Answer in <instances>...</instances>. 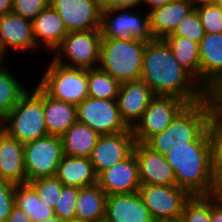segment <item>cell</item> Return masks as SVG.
Instances as JSON below:
<instances>
[{
    "label": "cell",
    "mask_w": 222,
    "mask_h": 222,
    "mask_svg": "<svg viewBox=\"0 0 222 222\" xmlns=\"http://www.w3.org/2000/svg\"><path fill=\"white\" fill-rule=\"evenodd\" d=\"M101 40L100 30L68 32L52 58L67 67L97 68Z\"/></svg>",
    "instance_id": "obj_7"
},
{
    "label": "cell",
    "mask_w": 222,
    "mask_h": 222,
    "mask_svg": "<svg viewBox=\"0 0 222 222\" xmlns=\"http://www.w3.org/2000/svg\"><path fill=\"white\" fill-rule=\"evenodd\" d=\"M138 192L155 222L181 220L183 207L191 197L177 185H141Z\"/></svg>",
    "instance_id": "obj_9"
},
{
    "label": "cell",
    "mask_w": 222,
    "mask_h": 222,
    "mask_svg": "<svg viewBox=\"0 0 222 222\" xmlns=\"http://www.w3.org/2000/svg\"><path fill=\"white\" fill-rule=\"evenodd\" d=\"M100 32L102 38H133L144 42L154 39L149 13L142 14L136 8L101 9Z\"/></svg>",
    "instance_id": "obj_8"
},
{
    "label": "cell",
    "mask_w": 222,
    "mask_h": 222,
    "mask_svg": "<svg viewBox=\"0 0 222 222\" xmlns=\"http://www.w3.org/2000/svg\"><path fill=\"white\" fill-rule=\"evenodd\" d=\"M194 4H197V3H204V2H211L213 0H191Z\"/></svg>",
    "instance_id": "obj_48"
},
{
    "label": "cell",
    "mask_w": 222,
    "mask_h": 222,
    "mask_svg": "<svg viewBox=\"0 0 222 222\" xmlns=\"http://www.w3.org/2000/svg\"><path fill=\"white\" fill-rule=\"evenodd\" d=\"M5 63L6 61L0 64V110L6 115L17 105L29 87H26V83L22 84L24 81L21 82V78L18 80L15 72L13 74Z\"/></svg>",
    "instance_id": "obj_30"
},
{
    "label": "cell",
    "mask_w": 222,
    "mask_h": 222,
    "mask_svg": "<svg viewBox=\"0 0 222 222\" xmlns=\"http://www.w3.org/2000/svg\"><path fill=\"white\" fill-rule=\"evenodd\" d=\"M155 97L143 80L125 82L120 85L117 103L120 116L129 128L141 119L150 101Z\"/></svg>",
    "instance_id": "obj_18"
},
{
    "label": "cell",
    "mask_w": 222,
    "mask_h": 222,
    "mask_svg": "<svg viewBox=\"0 0 222 222\" xmlns=\"http://www.w3.org/2000/svg\"><path fill=\"white\" fill-rule=\"evenodd\" d=\"M174 58L200 84V49L199 43L182 36H166Z\"/></svg>",
    "instance_id": "obj_28"
},
{
    "label": "cell",
    "mask_w": 222,
    "mask_h": 222,
    "mask_svg": "<svg viewBox=\"0 0 222 222\" xmlns=\"http://www.w3.org/2000/svg\"><path fill=\"white\" fill-rule=\"evenodd\" d=\"M188 104L173 96H155L132 128L135 142L146 143L164 131Z\"/></svg>",
    "instance_id": "obj_10"
},
{
    "label": "cell",
    "mask_w": 222,
    "mask_h": 222,
    "mask_svg": "<svg viewBox=\"0 0 222 222\" xmlns=\"http://www.w3.org/2000/svg\"><path fill=\"white\" fill-rule=\"evenodd\" d=\"M31 87L4 119L5 132L22 144L48 136L43 110V89L37 83Z\"/></svg>",
    "instance_id": "obj_5"
},
{
    "label": "cell",
    "mask_w": 222,
    "mask_h": 222,
    "mask_svg": "<svg viewBox=\"0 0 222 222\" xmlns=\"http://www.w3.org/2000/svg\"><path fill=\"white\" fill-rule=\"evenodd\" d=\"M200 85L209 95L222 93V33H205L199 42Z\"/></svg>",
    "instance_id": "obj_13"
},
{
    "label": "cell",
    "mask_w": 222,
    "mask_h": 222,
    "mask_svg": "<svg viewBox=\"0 0 222 222\" xmlns=\"http://www.w3.org/2000/svg\"><path fill=\"white\" fill-rule=\"evenodd\" d=\"M181 221L183 222H211L210 195L191 196L183 207Z\"/></svg>",
    "instance_id": "obj_33"
},
{
    "label": "cell",
    "mask_w": 222,
    "mask_h": 222,
    "mask_svg": "<svg viewBox=\"0 0 222 222\" xmlns=\"http://www.w3.org/2000/svg\"><path fill=\"white\" fill-rule=\"evenodd\" d=\"M6 222H32V220L20 208L14 206Z\"/></svg>",
    "instance_id": "obj_43"
},
{
    "label": "cell",
    "mask_w": 222,
    "mask_h": 222,
    "mask_svg": "<svg viewBox=\"0 0 222 222\" xmlns=\"http://www.w3.org/2000/svg\"><path fill=\"white\" fill-rule=\"evenodd\" d=\"M164 156L174 171L178 187L191 196L215 194L207 128L193 142L173 145Z\"/></svg>",
    "instance_id": "obj_2"
},
{
    "label": "cell",
    "mask_w": 222,
    "mask_h": 222,
    "mask_svg": "<svg viewBox=\"0 0 222 222\" xmlns=\"http://www.w3.org/2000/svg\"><path fill=\"white\" fill-rule=\"evenodd\" d=\"M133 153L138 163L141 185H177L174 171L164 155L138 142L134 145Z\"/></svg>",
    "instance_id": "obj_17"
},
{
    "label": "cell",
    "mask_w": 222,
    "mask_h": 222,
    "mask_svg": "<svg viewBox=\"0 0 222 222\" xmlns=\"http://www.w3.org/2000/svg\"><path fill=\"white\" fill-rule=\"evenodd\" d=\"M43 110L48 135L61 137L77 122V106L54 99L44 90Z\"/></svg>",
    "instance_id": "obj_25"
},
{
    "label": "cell",
    "mask_w": 222,
    "mask_h": 222,
    "mask_svg": "<svg viewBox=\"0 0 222 222\" xmlns=\"http://www.w3.org/2000/svg\"><path fill=\"white\" fill-rule=\"evenodd\" d=\"M101 9L136 8L140 11L141 0H99ZM138 7V8H137Z\"/></svg>",
    "instance_id": "obj_40"
},
{
    "label": "cell",
    "mask_w": 222,
    "mask_h": 222,
    "mask_svg": "<svg viewBox=\"0 0 222 222\" xmlns=\"http://www.w3.org/2000/svg\"><path fill=\"white\" fill-rule=\"evenodd\" d=\"M175 1H178V0H141L140 9L142 10L143 8H147L146 12H149L154 8L161 7L163 5H166Z\"/></svg>",
    "instance_id": "obj_44"
},
{
    "label": "cell",
    "mask_w": 222,
    "mask_h": 222,
    "mask_svg": "<svg viewBox=\"0 0 222 222\" xmlns=\"http://www.w3.org/2000/svg\"><path fill=\"white\" fill-rule=\"evenodd\" d=\"M66 222H88V221H84V220H80V219H71V220H67Z\"/></svg>",
    "instance_id": "obj_49"
},
{
    "label": "cell",
    "mask_w": 222,
    "mask_h": 222,
    "mask_svg": "<svg viewBox=\"0 0 222 222\" xmlns=\"http://www.w3.org/2000/svg\"><path fill=\"white\" fill-rule=\"evenodd\" d=\"M77 121L86 124L100 135L130 129L120 116L117 99H95L88 96L77 106Z\"/></svg>",
    "instance_id": "obj_12"
},
{
    "label": "cell",
    "mask_w": 222,
    "mask_h": 222,
    "mask_svg": "<svg viewBox=\"0 0 222 222\" xmlns=\"http://www.w3.org/2000/svg\"><path fill=\"white\" fill-rule=\"evenodd\" d=\"M141 80L146 82L155 96H173L188 105L209 96L198 81L177 62L164 39L146 42Z\"/></svg>",
    "instance_id": "obj_1"
},
{
    "label": "cell",
    "mask_w": 222,
    "mask_h": 222,
    "mask_svg": "<svg viewBox=\"0 0 222 222\" xmlns=\"http://www.w3.org/2000/svg\"><path fill=\"white\" fill-rule=\"evenodd\" d=\"M217 197L222 201V189L216 193Z\"/></svg>",
    "instance_id": "obj_51"
},
{
    "label": "cell",
    "mask_w": 222,
    "mask_h": 222,
    "mask_svg": "<svg viewBox=\"0 0 222 222\" xmlns=\"http://www.w3.org/2000/svg\"><path fill=\"white\" fill-rule=\"evenodd\" d=\"M146 42L138 39L102 38L98 68L121 84L141 79Z\"/></svg>",
    "instance_id": "obj_4"
},
{
    "label": "cell",
    "mask_w": 222,
    "mask_h": 222,
    "mask_svg": "<svg viewBox=\"0 0 222 222\" xmlns=\"http://www.w3.org/2000/svg\"><path fill=\"white\" fill-rule=\"evenodd\" d=\"M49 2L50 0H13L12 12L32 21L49 6Z\"/></svg>",
    "instance_id": "obj_39"
},
{
    "label": "cell",
    "mask_w": 222,
    "mask_h": 222,
    "mask_svg": "<svg viewBox=\"0 0 222 222\" xmlns=\"http://www.w3.org/2000/svg\"><path fill=\"white\" fill-rule=\"evenodd\" d=\"M49 5L63 19L68 32L100 30L99 0H50Z\"/></svg>",
    "instance_id": "obj_14"
},
{
    "label": "cell",
    "mask_w": 222,
    "mask_h": 222,
    "mask_svg": "<svg viewBox=\"0 0 222 222\" xmlns=\"http://www.w3.org/2000/svg\"><path fill=\"white\" fill-rule=\"evenodd\" d=\"M218 97H219L220 103L222 104V93Z\"/></svg>",
    "instance_id": "obj_54"
},
{
    "label": "cell",
    "mask_w": 222,
    "mask_h": 222,
    "mask_svg": "<svg viewBox=\"0 0 222 222\" xmlns=\"http://www.w3.org/2000/svg\"><path fill=\"white\" fill-rule=\"evenodd\" d=\"M0 178L16 185L27 183L24 144L5 131L0 135Z\"/></svg>",
    "instance_id": "obj_22"
},
{
    "label": "cell",
    "mask_w": 222,
    "mask_h": 222,
    "mask_svg": "<svg viewBox=\"0 0 222 222\" xmlns=\"http://www.w3.org/2000/svg\"><path fill=\"white\" fill-rule=\"evenodd\" d=\"M37 83L54 99L78 106L88 97L87 69L67 67L53 58Z\"/></svg>",
    "instance_id": "obj_6"
},
{
    "label": "cell",
    "mask_w": 222,
    "mask_h": 222,
    "mask_svg": "<svg viewBox=\"0 0 222 222\" xmlns=\"http://www.w3.org/2000/svg\"><path fill=\"white\" fill-rule=\"evenodd\" d=\"M220 102L216 95L187 105L161 133L151 137L145 144L153 151L166 155L173 145L193 142L206 128L210 115Z\"/></svg>",
    "instance_id": "obj_3"
},
{
    "label": "cell",
    "mask_w": 222,
    "mask_h": 222,
    "mask_svg": "<svg viewBox=\"0 0 222 222\" xmlns=\"http://www.w3.org/2000/svg\"><path fill=\"white\" fill-rule=\"evenodd\" d=\"M63 157L62 139L48 135L24 144L27 182L41 177H54Z\"/></svg>",
    "instance_id": "obj_11"
},
{
    "label": "cell",
    "mask_w": 222,
    "mask_h": 222,
    "mask_svg": "<svg viewBox=\"0 0 222 222\" xmlns=\"http://www.w3.org/2000/svg\"><path fill=\"white\" fill-rule=\"evenodd\" d=\"M32 21L10 12L0 16V51L8 56L9 51L25 53L37 51ZM32 50V51H31Z\"/></svg>",
    "instance_id": "obj_16"
},
{
    "label": "cell",
    "mask_w": 222,
    "mask_h": 222,
    "mask_svg": "<svg viewBox=\"0 0 222 222\" xmlns=\"http://www.w3.org/2000/svg\"><path fill=\"white\" fill-rule=\"evenodd\" d=\"M16 184L0 178V222H6L15 206Z\"/></svg>",
    "instance_id": "obj_38"
},
{
    "label": "cell",
    "mask_w": 222,
    "mask_h": 222,
    "mask_svg": "<svg viewBox=\"0 0 222 222\" xmlns=\"http://www.w3.org/2000/svg\"><path fill=\"white\" fill-rule=\"evenodd\" d=\"M107 194L98 184L79 190L76 201L75 218L95 222L105 217Z\"/></svg>",
    "instance_id": "obj_27"
},
{
    "label": "cell",
    "mask_w": 222,
    "mask_h": 222,
    "mask_svg": "<svg viewBox=\"0 0 222 222\" xmlns=\"http://www.w3.org/2000/svg\"><path fill=\"white\" fill-rule=\"evenodd\" d=\"M105 218L109 222H155L139 192L107 195Z\"/></svg>",
    "instance_id": "obj_20"
},
{
    "label": "cell",
    "mask_w": 222,
    "mask_h": 222,
    "mask_svg": "<svg viewBox=\"0 0 222 222\" xmlns=\"http://www.w3.org/2000/svg\"><path fill=\"white\" fill-rule=\"evenodd\" d=\"M207 133L211 145V155H222V104L220 102L210 115Z\"/></svg>",
    "instance_id": "obj_37"
},
{
    "label": "cell",
    "mask_w": 222,
    "mask_h": 222,
    "mask_svg": "<svg viewBox=\"0 0 222 222\" xmlns=\"http://www.w3.org/2000/svg\"><path fill=\"white\" fill-rule=\"evenodd\" d=\"M101 135L77 121L62 136L63 155L90 158Z\"/></svg>",
    "instance_id": "obj_26"
},
{
    "label": "cell",
    "mask_w": 222,
    "mask_h": 222,
    "mask_svg": "<svg viewBox=\"0 0 222 222\" xmlns=\"http://www.w3.org/2000/svg\"><path fill=\"white\" fill-rule=\"evenodd\" d=\"M212 167L214 170L215 194L222 189V155H211Z\"/></svg>",
    "instance_id": "obj_41"
},
{
    "label": "cell",
    "mask_w": 222,
    "mask_h": 222,
    "mask_svg": "<svg viewBox=\"0 0 222 222\" xmlns=\"http://www.w3.org/2000/svg\"><path fill=\"white\" fill-rule=\"evenodd\" d=\"M34 41L38 48L54 52L62 43L68 30L63 19L50 5L33 20Z\"/></svg>",
    "instance_id": "obj_21"
},
{
    "label": "cell",
    "mask_w": 222,
    "mask_h": 222,
    "mask_svg": "<svg viewBox=\"0 0 222 222\" xmlns=\"http://www.w3.org/2000/svg\"><path fill=\"white\" fill-rule=\"evenodd\" d=\"M99 187L107 194L135 193L141 186L134 153L98 175Z\"/></svg>",
    "instance_id": "obj_19"
},
{
    "label": "cell",
    "mask_w": 222,
    "mask_h": 222,
    "mask_svg": "<svg viewBox=\"0 0 222 222\" xmlns=\"http://www.w3.org/2000/svg\"><path fill=\"white\" fill-rule=\"evenodd\" d=\"M205 33H222V8L215 2L195 4Z\"/></svg>",
    "instance_id": "obj_34"
},
{
    "label": "cell",
    "mask_w": 222,
    "mask_h": 222,
    "mask_svg": "<svg viewBox=\"0 0 222 222\" xmlns=\"http://www.w3.org/2000/svg\"><path fill=\"white\" fill-rule=\"evenodd\" d=\"M55 177L69 187L83 188L97 184L98 175L90 158L63 155Z\"/></svg>",
    "instance_id": "obj_24"
},
{
    "label": "cell",
    "mask_w": 222,
    "mask_h": 222,
    "mask_svg": "<svg viewBox=\"0 0 222 222\" xmlns=\"http://www.w3.org/2000/svg\"><path fill=\"white\" fill-rule=\"evenodd\" d=\"M4 61H7V60H6L5 56L0 51V64L3 63Z\"/></svg>",
    "instance_id": "obj_50"
},
{
    "label": "cell",
    "mask_w": 222,
    "mask_h": 222,
    "mask_svg": "<svg viewBox=\"0 0 222 222\" xmlns=\"http://www.w3.org/2000/svg\"><path fill=\"white\" fill-rule=\"evenodd\" d=\"M194 8L195 4L191 0H178L149 11L150 30L154 39L171 35Z\"/></svg>",
    "instance_id": "obj_23"
},
{
    "label": "cell",
    "mask_w": 222,
    "mask_h": 222,
    "mask_svg": "<svg viewBox=\"0 0 222 222\" xmlns=\"http://www.w3.org/2000/svg\"><path fill=\"white\" fill-rule=\"evenodd\" d=\"M213 2L222 8V0H213Z\"/></svg>",
    "instance_id": "obj_52"
},
{
    "label": "cell",
    "mask_w": 222,
    "mask_h": 222,
    "mask_svg": "<svg viewBox=\"0 0 222 222\" xmlns=\"http://www.w3.org/2000/svg\"><path fill=\"white\" fill-rule=\"evenodd\" d=\"M4 119H5V115H0V135L5 131L4 130Z\"/></svg>",
    "instance_id": "obj_47"
},
{
    "label": "cell",
    "mask_w": 222,
    "mask_h": 222,
    "mask_svg": "<svg viewBox=\"0 0 222 222\" xmlns=\"http://www.w3.org/2000/svg\"><path fill=\"white\" fill-rule=\"evenodd\" d=\"M41 222H66V221L62 220L58 216L54 215L53 217H49Z\"/></svg>",
    "instance_id": "obj_46"
},
{
    "label": "cell",
    "mask_w": 222,
    "mask_h": 222,
    "mask_svg": "<svg viewBox=\"0 0 222 222\" xmlns=\"http://www.w3.org/2000/svg\"><path fill=\"white\" fill-rule=\"evenodd\" d=\"M37 193L41 202L54 208L61 196L63 184L54 177H41L27 182Z\"/></svg>",
    "instance_id": "obj_32"
},
{
    "label": "cell",
    "mask_w": 222,
    "mask_h": 222,
    "mask_svg": "<svg viewBox=\"0 0 222 222\" xmlns=\"http://www.w3.org/2000/svg\"><path fill=\"white\" fill-rule=\"evenodd\" d=\"M13 0H0V16L12 12Z\"/></svg>",
    "instance_id": "obj_45"
},
{
    "label": "cell",
    "mask_w": 222,
    "mask_h": 222,
    "mask_svg": "<svg viewBox=\"0 0 222 222\" xmlns=\"http://www.w3.org/2000/svg\"><path fill=\"white\" fill-rule=\"evenodd\" d=\"M88 96L95 99H117L121 83L107 72L97 68L87 69Z\"/></svg>",
    "instance_id": "obj_31"
},
{
    "label": "cell",
    "mask_w": 222,
    "mask_h": 222,
    "mask_svg": "<svg viewBox=\"0 0 222 222\" xmlns=\"http://www.w3.org/2000/svg\"><path fill=\"white\" fill-rule=\"evenodd\" d=\"M80 188L63 186L54 214L62 220L75 219L76 201Z\"/></svg>",
    "instance_id": "obj_36"
},
{
    "label": "cell",
    "mask_w": 222,
    "mask_h": 222,
    "mask_svg": "<svg viewBox=\"0 0 222 222\" xmlns=\"http://www.w3.org/2000/svg\"><path fill=\"white\" fill-rule=\"evenodd\" d=\"M135 143L132 128L124 132L101 135L90 156L96 174L99 175L127 159L133 153Z\"/></svg>",
    "instance_id": "obj_15"
},
{
    "label": "cell",
    "mask_w": 222,
    "mask_h": 222,
    "mask_svg": "<svg viewBox=\"0 0 222 222\" xmlns=\"http://www.w3.org/2000/svg\"><path fill=\"white\" fill-rule=\"evenodd\" d=\"M210 220L211 222H222V201L216 194L210 195Z\"/></svg>",
    "instance_id": "obj_42"
},
{
    "label": "cell",
    "mask_w": 222,
    "mask_h": 222,
    "mask_svg": "<svg viewBox=\"0 0 222 222\" xmlns=\"http://www.w3.org/2000/svg\"><path fill=\"white\" fill-rule=\"evenodd\" d=\"M95 222H109L105 217L101 218V219H98L97 221Z\"/></svg>",
    "instance_id": "obj_53"
},
{
    "label": "cell",
    "mask_w": 222,
    "mask_h": 222,
    "mask_svg": "<svg viewBox=\"0 0 222 222\" xmlns=\"http://www.w3.org/2000/svg\"><path fill=\"white\" fill-rule=\"evenodd\" d=\"M204 35L205 31L201 24L200 17L194 8L186 17L180 21L175 31L168 36H182L199 43Z\"/></svg>",
    "instance_id": "obj_35"
},
{
    "label": "cell",
    "mask_w": 222,
    "mask_h": 222,
    "mask_svg": "<svg viewBox=\"0 0 222 222\" xmlns=\"http://www.w3.org/2000/svg\"><path fill=\"white\" fill-rule=\"evenodd\" d=\"M15 206L20 208L32 222H41L55 215L54 209L41 202L36 191L28 183L16 185Z\"/></svg>",
    "instance_id": "obj_29"
}]
</instances>
